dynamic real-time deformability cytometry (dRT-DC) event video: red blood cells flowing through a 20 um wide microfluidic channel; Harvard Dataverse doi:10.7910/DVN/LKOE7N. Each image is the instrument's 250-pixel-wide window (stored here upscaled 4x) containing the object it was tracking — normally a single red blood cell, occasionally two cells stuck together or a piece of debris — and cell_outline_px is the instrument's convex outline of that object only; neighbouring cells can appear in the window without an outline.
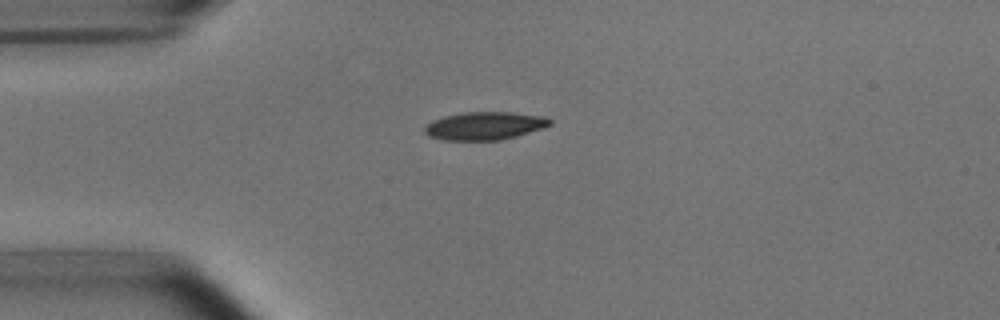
{"species": "common noctule bat (a hibernating species)", "species_latin": "Nyctalus noctula", "temperature_condition": "room temperature", "stored_images_in_passage": 4, "camera_frame_rate_fps": 3000, "um_per_image_px": 0.085, "animal": {"sex": "male", "body_mass_g": 15.6}, "frame": {"image": 1, "passage_image": 1, "time_ms": 0.0, "image_size_px": [1000, 320], "cell_outline_px": [[552, 124], [544, 128], [516, 136], [500, 140], [444, 140], [428, 136], [424, 132], [424, 128], [432, 120], [448, 116], [468, 112], [508, 112], [544, 116], [552, 120]], "centroid_in_image_um": [41.23, 10.7], "position_along_channel_um": 43.8, "area_um2": 20.29}}
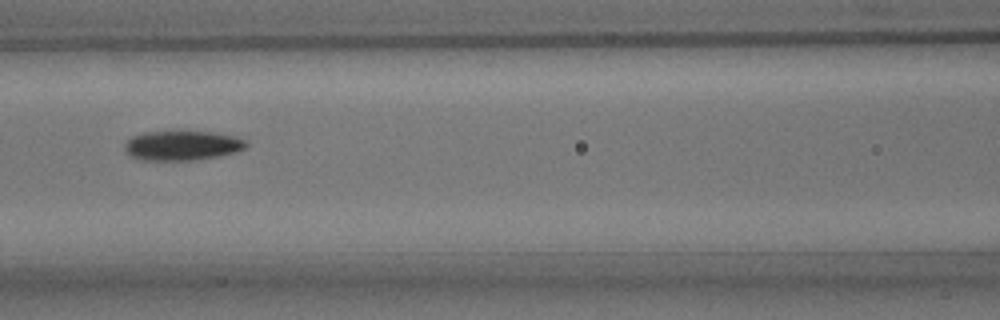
{"frame": {"image": 2, "passage_image": 4, "time_ms": 3.333, "image_size_px": [1000, 320], "cell_outline_px": [[248, 144], [244, 148], [236, 152], [196, 160], [144, 160], [128, 156], [124, 148], [124, 144], [132, 136], [144, 132], [208, 132], [232, 136], [244, 140]], "centroid_in_image_um": [15.42, 12.38], "position_along_channel_um": 151.2, "area_um2": 20.69}}